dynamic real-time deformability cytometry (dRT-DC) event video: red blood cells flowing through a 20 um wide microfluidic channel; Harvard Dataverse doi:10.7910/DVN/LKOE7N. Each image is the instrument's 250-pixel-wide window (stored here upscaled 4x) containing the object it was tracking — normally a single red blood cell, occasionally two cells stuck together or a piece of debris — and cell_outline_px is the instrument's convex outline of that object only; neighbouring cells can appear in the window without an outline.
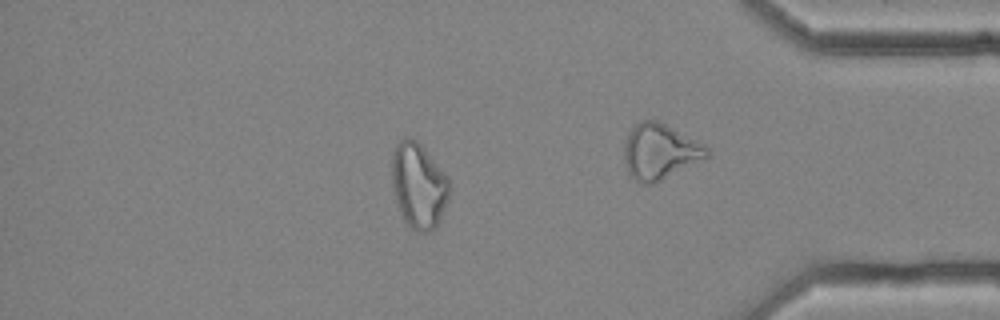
{"species": "common noctule bat (a hibernating species)", "species_latin": "Nyctalus noctula", "temperature_condition": "cold", "stored_images_in_passage": 57, "camera_frame_rate_fps": 3000, "um_per_image_px": 0.085, "animal": {"sex": "female", "body_mass_g": 25.1}, "frame": {"image": 1, "passage_image": 49, "time_ms": 16.0, "image_size_px": [1000, 320], "cell_outline_px": [[448, 196], [440, 220], [436, 228], [432, 232], [416, 232], [404, 220], [400, 212], [392, 188], [392, 156], [396, 144], [400, 140], [408, 136], [416, 140], [420, 144], [448, 176]], "centroid_in_image_um": [35.57, 15.78], "position_along_channel_um": 399.6, "area_um2": 28.5}, "authors_computed_cell_mechanics": {"area_um2": 28.4954, "velocity_mm_per_s": 3.6177, "shape_relaxation_time_tau1_ms": null, "shape_relaxation_time_tau2_ms": 3.4964, "deformation_change_tau1": null, "deformation_change_tau2": 0.1184}}